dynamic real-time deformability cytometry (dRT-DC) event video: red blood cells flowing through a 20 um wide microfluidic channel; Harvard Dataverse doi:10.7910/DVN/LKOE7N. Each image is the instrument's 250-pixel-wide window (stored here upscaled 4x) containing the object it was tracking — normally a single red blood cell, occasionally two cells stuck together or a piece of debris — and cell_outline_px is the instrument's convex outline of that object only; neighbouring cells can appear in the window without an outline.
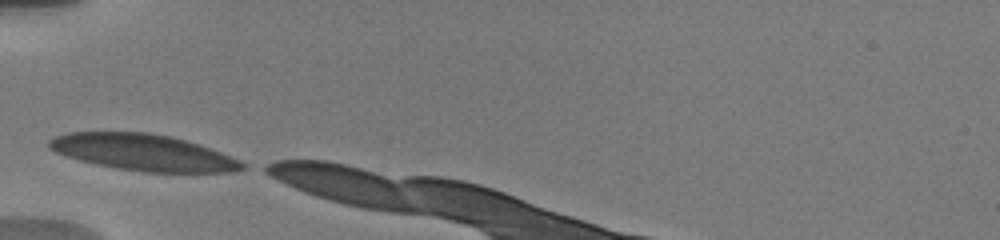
{"species": "human", "species_latin": "Homo sapiens", "temperature_condition": "warm", "stored_images_in_passage": 4, "camera_frame_rate_fps": 3000, "um_per_image_px": 0.085, "donor": {"sex": "male"}, "frame": {"image": 1, "passage_image": 1, "time_ms": 0.0, "image_size_px": [1000, 240], "cell_outline_px": [[244, 168], [236, 172], [144, 172], [116, 168], [96, 164], [80, 160], [56, 152], [48, 148], [48, 140], [56, 136], [68, 132], [148, 132], [168, 136], [184, 140], [220, 152], [240, 160], [244, 164]], "centroid_in_image_um": [12.14, 12.96], "position_along_channel_um": 72.9, "area_um2": 40.58}}